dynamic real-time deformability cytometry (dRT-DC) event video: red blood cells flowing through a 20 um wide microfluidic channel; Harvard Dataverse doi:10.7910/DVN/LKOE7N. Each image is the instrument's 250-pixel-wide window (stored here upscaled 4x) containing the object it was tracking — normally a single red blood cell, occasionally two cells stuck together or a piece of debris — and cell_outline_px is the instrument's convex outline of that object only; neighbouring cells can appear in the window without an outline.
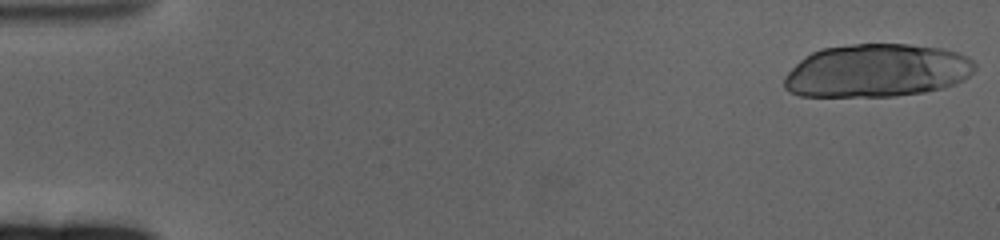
{"species": "human", "species_latin": "Homo sapiens", "temperature_condition": "cold", "stored_images_in_passage": 22, "camera_frame_rate_fps": 3000, "um_per_image_px": 0.085, "donor": {"sex": "female"}, "frame": {"image": 1, "passage_image": 1, "time_ms": 0.0, "image_size_px": [1000, 240], "cell_outline_px": [[976, 68], [964, 80], [956, 84], [944, 88], [924, 92], [896, 96], [800, 96], [788, 92], [784, 88], [784, 76], [800, 60], [812, 52], [820, 48], [852, 44], [908, 44], [940, 48], [956, 52], [968, 56], [976, 64]], "centroid_in_image_um": [74.53, 6.01], "position_along_channel_um": 10.5, "area_um2": 59.36}}